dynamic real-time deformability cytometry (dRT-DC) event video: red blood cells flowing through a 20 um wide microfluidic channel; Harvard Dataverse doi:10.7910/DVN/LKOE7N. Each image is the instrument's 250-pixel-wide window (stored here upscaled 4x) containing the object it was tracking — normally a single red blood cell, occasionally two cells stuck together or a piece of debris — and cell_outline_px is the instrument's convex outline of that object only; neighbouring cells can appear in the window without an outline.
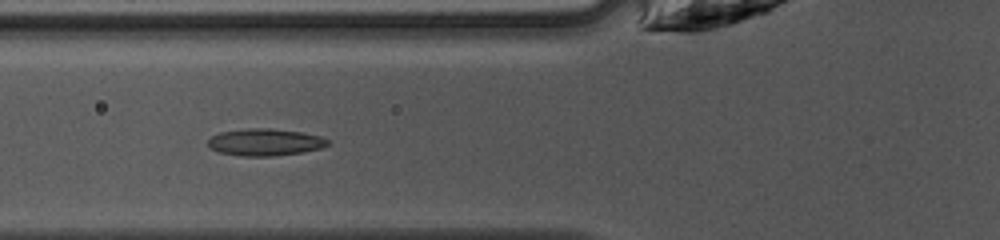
{"species": "common noctule bat (a hibernating species)", "species_latin": "Nyctalus noctula", "temperature_condition": "warm", "stored_images_in_passage": 24, "camera_frame_rate_fps": 3000, "um_per_image_px": 0.085, "animal": {"sex": "female", "body_mass_g": 10.0, "forearm_length_mm": 53.1}, "frame": {"image": 1, "passage_image": 5, "time_ms": 1.333, "image_size_px": [1000, 240], "cell_outline_px": [[328, 144], [320, 148], [300, 152], [272, 156], [240, 156], [220, 152], [208, 148], [208, 140], [212, 136], [220, 132], [248, 128], [272, 128], [300, 132], [320, 136], [328, 140]], "centroid_in_image_um": [22.48, 12.08], "position_along_channel_um": 103.3, "area_um2": 18.73}}
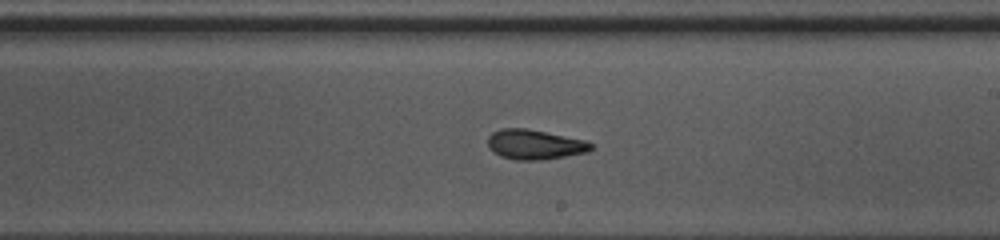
{"frame": {"image": 2, "passage_image": 15, "time_ms": 4.667, "image_size_px": [1000, 240], "cell_outline_px": [[592, 148], [588, 152], [540, 160], [516, 160], [500, 156], [492, 152], [488, 148], [488, 136], [492, 132], [500, 128], [524, 128], [584, 140], [592, 144]], "centroid_in_image_um": [45.38, 12.29], "position_along_channel_um": 243.6, "area_um2": 17.8}}
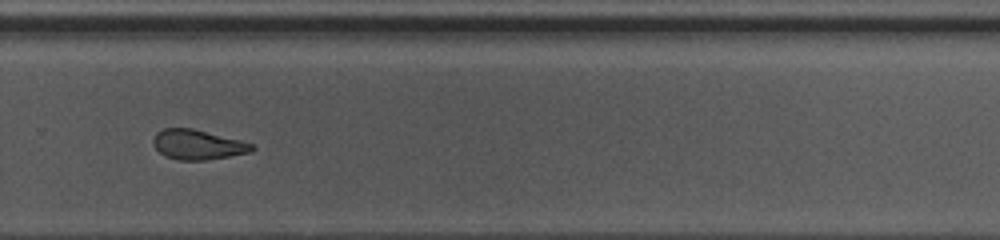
{"frame": {"image": 3, "passage_image": 20, "time_ms": 6.333, "image_size_px": [1000, 240], "cell_outline_px": [[256, 148], [252, 152], [204, 160], [180, 160], [164, 156], [152, 144], [152, 140], [156, 132], [164, 128], [192, 128], [256, 144]], "centroid_in_image_um": [16.81, 12.29], "position_along_channel_um": 313.0, "area_um2": 17.22}}